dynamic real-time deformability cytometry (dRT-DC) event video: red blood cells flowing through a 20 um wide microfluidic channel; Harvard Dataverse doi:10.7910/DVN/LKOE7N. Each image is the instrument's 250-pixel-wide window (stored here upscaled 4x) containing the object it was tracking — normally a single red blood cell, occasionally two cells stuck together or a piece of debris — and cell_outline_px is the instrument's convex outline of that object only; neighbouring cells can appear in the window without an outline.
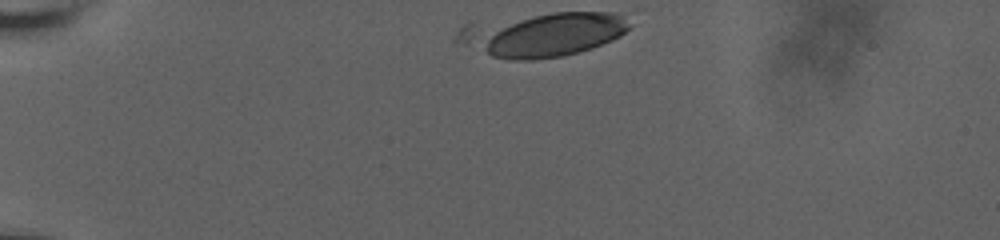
{"species": "human", "species_latin": "Homo sapiens", "temperature_condition": "room temperature", "stored_images_in_passage": 24, "camera_frame_rate_fps": 3000, "um_per_image_px": 0.085, "donor": {"sex": "male"}, "frame": {"image": 1, "passage_image": 1, "time_ms": 0.0, "image_size_px": [1000, 240], "cell_outline_px": [[636, 24], [620, 36], [612, 40], [592, 48], [564, 56], [532, 60], [512, 60], [492, 56], [452, 40], [456, 32], [468, 20], [552, 12], [620, 12]], "centroid_in_image_um": [46.08, 2.88], "position_along_channel_um": 38.9, "area_um2": 45.89}}
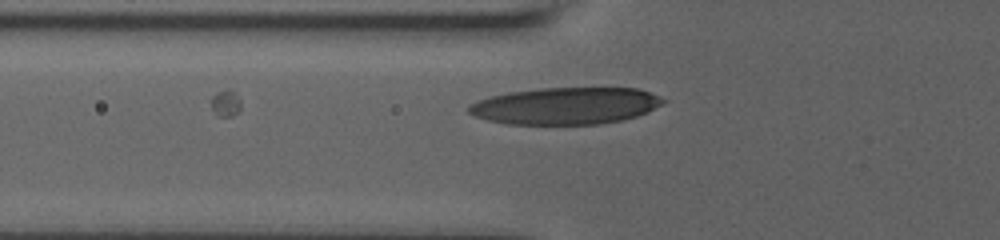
{"frame": {"image": 2, "passage_image": 24, "time_ms": 3.0, "image_size_px": [1000, 240], "cell_outline_px": [[668, 100], [664, 104], [648, 112], [624, 120], [600, 124], [508, 124], [488, 120], [476, 116], [468, 112], [468, 104], [492, 96], [508, 92], [540, 88], [636, 88], [660, 96]], "centroid_in_image_um": [48.13, 9.0], "position_along_channel_um": 77.7, "area_um2": 41.91}}